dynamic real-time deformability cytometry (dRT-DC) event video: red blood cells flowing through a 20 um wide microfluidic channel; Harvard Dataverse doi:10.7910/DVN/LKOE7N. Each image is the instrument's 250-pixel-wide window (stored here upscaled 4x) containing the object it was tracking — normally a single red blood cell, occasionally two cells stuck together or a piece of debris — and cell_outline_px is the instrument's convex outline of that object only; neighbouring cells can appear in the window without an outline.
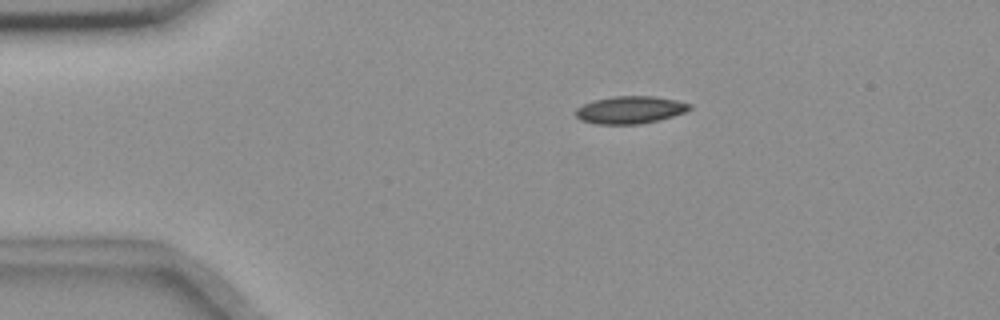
{"species": "common noctule bat (a hibernating species)", "species_latin": "Nyctalus noctula", "temperature_condition": "room temperature", "stored_images_in_passage": 46, "camera_frame_rate_fps": 3000, "um_per_image_px": 0.085, "animal": {"sex": "female", "body_mass_g": 18.4}, "frame": {"image": 1, "passage_image": 1, "time_ms": 0.0, "image_size_px": [1000, 320], "cell_outline_px": [[692, 108], [684, 112], [660, 120], [640, 124], [596, 124], [580, 120], [572, 112], [576, 108], [592, 100], [616, 96], [652, 96], [676, 100], [692, 104]], "centroid_in_image_um": [53.53, 9.34], "position_along_channel_um": 31.5, "area_um2": 18.38}}
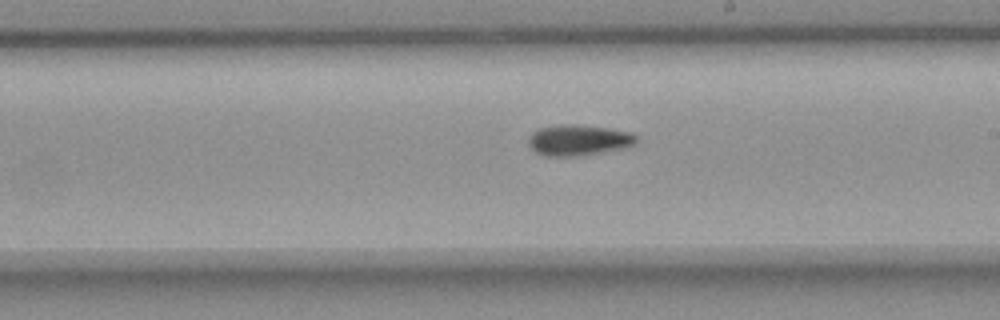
{"frame": {"image": 2, "passage_image": 22, "time_ms": 7.0, "image_size_px": [1000, 320], "cell_outline_px": [[640, 140], [636, 144], [628, 148], [580, 156], [544, 156], [536, 152], [528, 144], [528, 136], [532, 132], [540, 128], [560, 124], [572, 124], [608, 128], [632, 132], [640, 136]], "centroid_in_image_um": [49.25, 11.92], "position_along_channel_um": 239.7, "area_um2": 19.88}}
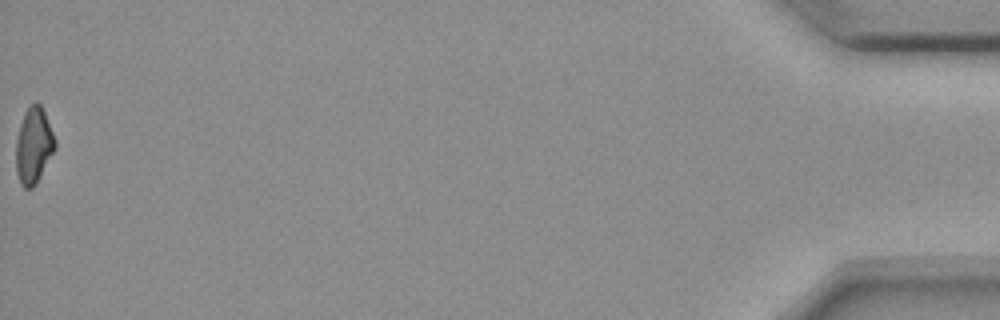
{"frame": {"image": 3, "passage_image": 46, "time_ms": 15.0, "image_size_px": [1000, 320], "cell_outline_px": [[56, 148], [36, 184], [32, 188], [24, 188], [20, 184], [16, 172], [16, 140], [20, 124], [24, 112], [36, 100], [40, 104], [44, 112], [56, 140]], "centroid_in_image_um": [2.86, 12.39], "position_along_channel_um": 432.3, "area_um2": 17.34}}